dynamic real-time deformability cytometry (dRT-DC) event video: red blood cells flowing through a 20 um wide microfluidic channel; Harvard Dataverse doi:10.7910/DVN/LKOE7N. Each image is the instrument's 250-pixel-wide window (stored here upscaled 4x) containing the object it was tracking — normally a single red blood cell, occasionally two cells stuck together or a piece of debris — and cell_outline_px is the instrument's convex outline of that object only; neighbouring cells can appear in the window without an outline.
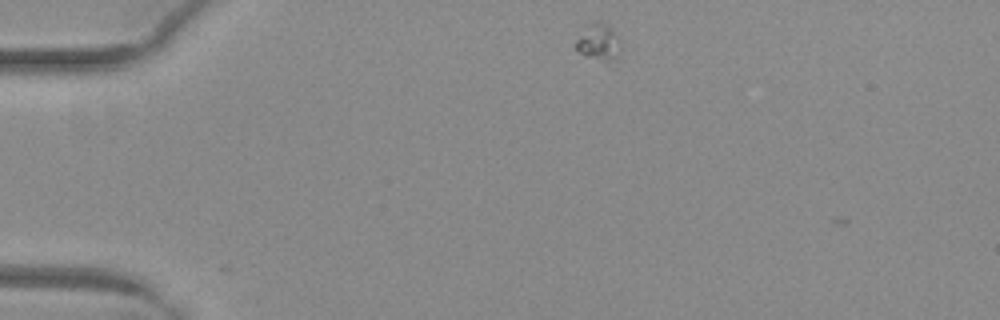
{"species": "common noctule bat (a hibernating species)", "species_latin": "Nyctalus noctula", "temperature_condition": "warm", "stored_images_in_passage": 6, "camera_frame_rate_fps": 3000, "um_per_image_px": 0.085, "animal": {"sex": "female", "body_mass_g": 29.2, "forearm_length_mm": 56.3}, "frame": {"image": 1, "passage_image": 1, "time_ms": 0.0, "image_size_px": [1000, 320], "cell_outline_px": [[624, 48], [620, 60], [608, 64], [584, 56], [576, 48], [576, 40], [584, 24], [596, 20], [600, 20], [620, 36]], "centroid_in_image_um": [50.98, 3.63], "position_along_channel_um": 34.0, "area_um2": 10.75}}